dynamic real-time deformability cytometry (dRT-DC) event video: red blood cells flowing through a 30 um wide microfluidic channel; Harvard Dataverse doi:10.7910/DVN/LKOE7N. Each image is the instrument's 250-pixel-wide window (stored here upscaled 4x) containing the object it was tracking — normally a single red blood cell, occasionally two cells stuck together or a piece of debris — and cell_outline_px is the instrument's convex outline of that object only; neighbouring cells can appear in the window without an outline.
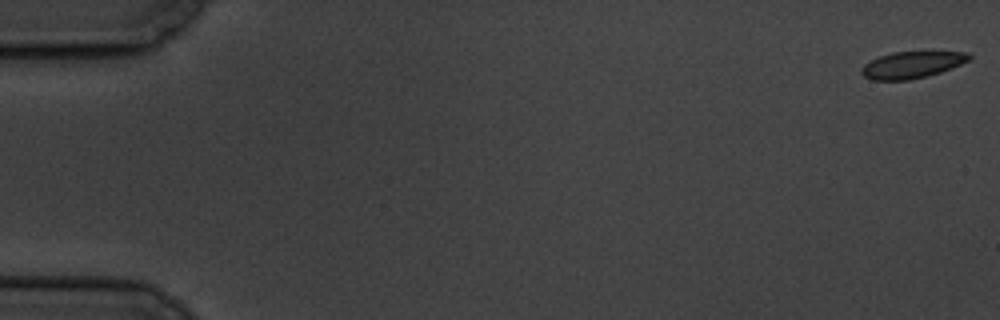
{"species": "common noctule bat (a hibernating species)", "species_latin": "Nyctalus noctula", "temperature_condition": "cold", "stored_images_in_passage": 11, "camera_frame_rate_fps": 3000, "um_per_image_px": 0.085, "animal": {"sex": "male", "body_mass_g": 19.5, "forearm_length_mm": 54.6}, "frame": {"image": 1, "passage_image": 1, "time_ms": 0.0, "image_size_px": [1000, 320], "cell_outline_px": [[972, 56], [968, 60], [952, 68], [928, 76], [908, 80], [872, 80], [864, 76], [860, 72], [860, 68], [864, 64], [880, 56], [892, 52], [968, 52]], "centroid_in_image_um": [77.49, 5.52], "position_along_channel_um": 7.5, "area_um2": 16.65}}
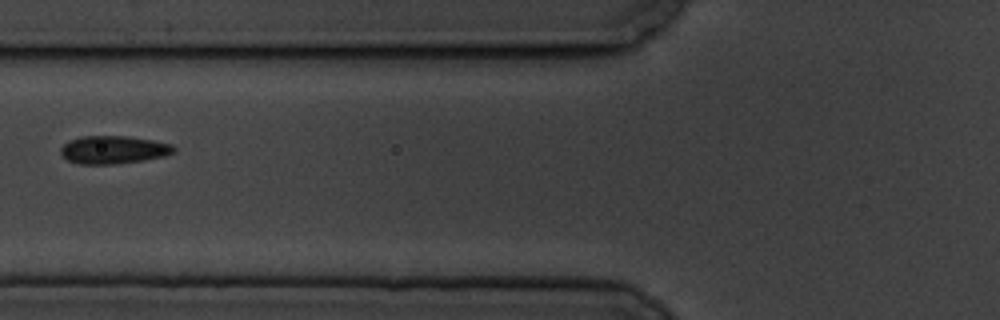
{"frame": {"image": 2, "passage_image": 7, "time_ms": 7.667, "image_size_px": [1000, 320], "cell_outline_px": [[176, 152], [164, 156], [144, 160], [116, 164], [80, 164], [68, 160], [60, 152], [60, 148], [68, 140], [80, 136], [128, 136], [152, 140], [172, 144], [176, 148]], "centroid_in_image_um": [9.65, 12.72], "position_along_channel_um": 116.1, "area_um2": 18.55}}
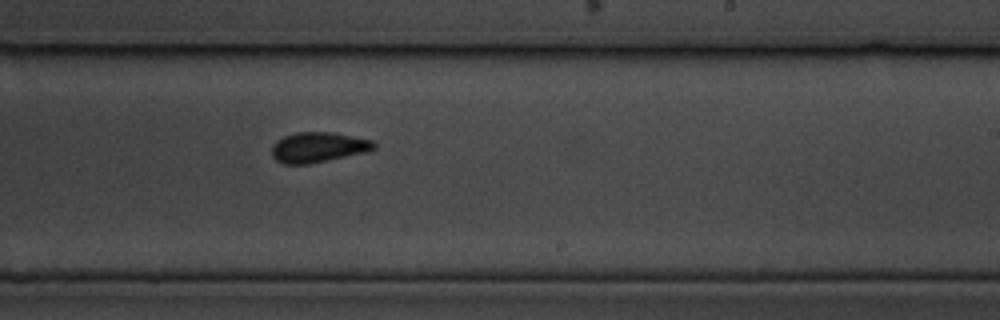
{"frame": {"image": 3, "passage_image": 11, "time_ms": 12.0, "image_size_px": [1000, 320], "cell_outline_px": [[376, 148], [368, 152], [308, 164], [284, 164], [276, 160], [272, 156], [272, 144], [276, 140], [284, 136], [296, 132], [332, 132], [372, 140], [376, 144]], "centroid_in_image_um": [27.04, 12.52], "position_along_channel_um": 262.0, "area_um2": 18.09}}